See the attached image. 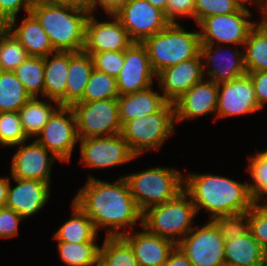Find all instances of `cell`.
<instances>
[{"instance_id": "4316f807", "label": "cell", "mask_w": 267, "mask_h": 266, "mask_svg": "<svg viewBox=\"0 0 267 266\" xmlns=\"http://www.w3.org/2000/svg\"><path fill=\"white\" fill-rule=\"evenodd\" d=\"M93 60L90 54L69 51V67L65 89V106L79 102L92 73Z\"/></svg>"}, {"instance_id": "f5cc1de1", "label": "cell", "mask_w": 267, "mask_h": 266, "mask_svg": "<svg viewBox=\"0 0 267 266\" xmlns=\"http://www.w3.org/2000/svg\"><path fill=\"white\" fill-rule=\"evenodd\" d=\"M152 6L159 8L166 15L167 0H147Z\"/></svg>"}, {"instance_id": "8d00e7d4", "label": "cell", "mask_w": 267, "mask_h": 266, "mask_svg": "<svg viewBox=\"0 0 267 266\" xmlns=\"http://www.w3.org/2000/svg\"><path fill=\"white\" fill-rule=\"evenodd\" d=\"M28 57L25 48L5 28L0 34V71L13 72Z\"/></svg>"}, {"instance_id": "44dd1931", "label": "cell", "mask_w": 267, "mask_h": 266, "mask_svg": "<svg viewBox=\"0 0 267 266\" xmlns=\"http://www.w3.org/2000/svg\"><path fill=\"white\" fill-rule=\"evenodd\" d=\"M218 104V84L203 79L174 102L175 122L180 123L202 116L215 115Z\"/></svg>"}, {"instance_id": "277c9868", "label": "cell", "mask_w": 267, "mask_h": 266, "mask_svg": "<svg viewBox=\"0 0 267 266\" xmlns=\"http://www.w3.org/2000/svg\"><path fill=\"white\" fill-rule=\"evenodd\" d=\"M142 44L156 75L167 67L196 57L201 46L199 30L187 31L181 23H170Z\"/></svg>"}, {"instance_id": "ba28073f", "label": "cell", "mask_w": 267, "mask_h": 266, "mask_svg": "<svg viewBox=\"0 0 267 266\" xmlns=\"http://www.w3.org/2000/svg\"><path fill=\"white\" fill-rule=\"evenodd\" d=\"M251 16V9L242 7L238 12L204 18L197 25L200 28V43L244 46L249 32L257 24Z\"/></svg>"}, {"instance_id": "5bb4252c", "label": "cell", "mask_w": 267, "mask_h": 266, "mask_svg": "<svg viewBox=\"0 0 267 266\" xmlns=\"http://www.w3.org/2000/svg\"><path fill=\"white\" fill-rule=\"evenodd\" d=\"M232 47L201 44L204 79L220 84L247 75L243 47Z\"/></svg>"}, {"instance_id": "d6a6232c", "label": "cell", "mask_w": 267, "mask_h": 266, "mask_svg": "<svg viewBox=\"0 0 267 266\" xmlns=\"http://www.w3.org/2000/svg\"><path fill=\"white\" fill-rule=\"evenodd\" d=\"M30 98L14 72L0 71V113L18 112Z\"/></svg>"}, {"instance_id": "484cf974", "label": "cell", "mask_w": 267, "mask_h": 266, "mask_svg": "<svg viewBox=\"0 0 267 266\" xmlns=\"http://www.w3.org/2000/svg\"><path fill=\"white\" fill-rule=\"evenodd\" d=\"M153 86L143 91L125 94L117 98L121 124L158 111L167 101Z\"/></svg>"}, {"instance_id": "d590c367", "label": "cell", "mask_w": 267, "mask_h": 266, "mask_svg": "<svg viewBox=\"0 0 267 266\" xmlns=\"http://www.w3.org/2000/svg\"><path fill=\"white\" fill-rule=\"evenodd\" d=\"M119 96L116 78L93 69L83 98L79 102L107 100Z\"/></svg>"}, {"instance_id": "30bf717a", "label": "cell", "mask_w": 267, "mask_h": 266, "mask_svg": "<svg viewBox=\"0 0 267 266\" xmlns=\"http://www.w3.org/2000/svg\"><path fill=\"white\" fill-rule=\"evenodd\" d=\"M80 164L83 167L105 169L120 167L136 161L138 157L131 151L121 134L79 139Z\"/></svg>"}, {"instance_id": "ee69618b", "label": "cell", "mask_w": 267, "mask_h": 266, "mask_svg": "<svg viewBox=\"0 0 267 266\" xmlns=\"http://www.w3.org/2000/svg\"><path fill=\"white\" fill-rule=\"evenodd\" d=\"M195 0H167L166 18L170 23H179L180 18L194 19Z\"/></svg>"}, {"instance_id": "bcb514c9", "label": "cell", "mask_w": 267, "mask_h": 266, "mask_svg": "<svg viewBox=\"0 0 267 266\" xmlns=\"http://www.w3.org/2000/svg\"><path fill=\"white\" fill-rule=\"evenodd\" d=\"M247 75L252 80L257 104L261 110H264L267 104V71L248 72Z\"/></svg>"}, {"instance_id": "83f0119b", "label": "cell", "mask_w": 267, "mask_h": 266, "mask_svg": "<svg viewBox=\"0 0 267 266\" xmlns=\"http://www.w3.org/2000/svg\"><path fill=\"white\" fill-rule=\"evenodd\" d=\"M60 106L59 102L50 99L44 98L42 101V97L30 98L18 111L23 130L27 137L29 139L36 138Z\"/></svg>"}, {"instance_id": "7bdbcfd3", "label": "cell", "mask_w": 267, "mask_h": 266, "mask_svg": "<svg viewBox=\"0 0 267 266\" xmlns=\"http://www.w3.org/2000/svg\"><path fill=\"white\" fill-rule=\"evenodd\" d=\"M23 220L14 210L6 207L0 208V239L18 237L19 225Z\"/></svg>"}, {"instance_id": "60d3db41", "label": "cell", "mask_w": 267, "mask_h": 266, "mask_svg": "<svg viewBox=\"0 0 267 266\" xmlns=\"http://www.w3.org/2000/svg\"><path fill=\"white\" fill-rule=\"evenodd\" d=\"M249 230L267 252V202H254L249 210Z\"/></svg>"}, {"instance_id": "74e56055", "label": "cell", "mask_w": 267, "mask_h": 266, "mask_svg": "<svg viewBox=\"0 0 267 266\" xmlns=\"http://www.w3.org/2000/svg\"><path fill=\"white\" fill-rule=\"evenodd\" d=\"M30 140L25 134L18 112L0 113V146L13 148Z\"/></svg>"}, {"instance_id": "ac0fdd59", "label": "cell", "mask_w": 267, "mask_h": 266, "mask_svg": "<svg viewBox=\"0 0 267 266\" xmlns=\"http://www.w3.org/2000/svg\"><path fill=\"white\" fill-rule=\"evenodd\" d=\"M254 86L248 75L218 84L216 119L259 112Z\"/></svg>"}, {"instance_id": "cb8c5ba5", "label": "cell", "mask_w": 267, "mask_h": 266, "mask_svg": "<svg viewBox=\"0 0 267 266\" xmlns=\"http://www.w3.org/2000/svg\"><path fill=\"white\" fill-rule=\"evenodd\" d=\"M225 266H266L267 252L253 237L250 230L224 243Z\"/></svg>"}, {"instance_id": "7dc6e473", "label": "cell", "mask_w": 267, "mask_h": 266, "mask_svg": "<svg viewBox=\"0 0 267 266\" xmlns=\"http://www.w3.org/2000/svg\"><path fill=\"white\" fill-rule=\"evenodd\" d=\"M127 0H87L86 8L94 14L98 8L102 9L105 15H115Z\"/></svg>"}, {"instance_id": "4fadbf2b", "label": "cell", "mask_w": 267, "mask_h": 266, "mask_svg": "<svg viewBox=\"0 0 267 266\" xmlns=\"http://www.w3.org/2000/svg\"><path fill=\"white\" fill-rule=\"evenodd\" d=\"M115 16L127 30L130 39L138 43L170 24L165 12L152 6L147 0H127Z\"/></svg>"}, {"instance_id": "2e32d148", "label": "cell", "mask_w": 267, "mask_h": 266, "mask_svg": "<svg viewBox=\"0 0 267 266\" xmlns=\"http://www.w3.org/2000/svg\"><path fill=\"white\" fill-rule=\"evenodd\" d=\"M156 81L146 47L133 42L124 50V64L116 78L119 95L132 94L150 88Z\"/></svg>"}, {"instance_id": "f35d334b", "label": "cell", "mask_w": 267, "mask_h": 266, "mask_svg": "<svg viewBox=\"0 0 267 266\" xmlns=\"http://www.w3.org/2000/svg\"><path fill=\"white\" fill-rule=\"evenodd\" d=\"M242 7L238 0H195L194 21L198 25L206 17L238 12Z\"/></svg>"}, {"instance_id": "836d02e7", "label": "cell", "mask_w": 267, "mask_h": 266, "mask_svg": "<svg viewBox=\"0 0 267 266\" xmlns=\"http://www.w3.org/2000/svg\"><path fill=\"white\" fill-rule=\"evenodd\" d=\"M32 97L44 98V58L29 56L14 71Z\"/></svg>"}, {"instance_id": "6da1fadb", "label": "cell", "mask_w": 267, "mask_h": 266, "mask_svg": "<svg viewBox=\"0 0 267 266\" xmlns=\"http://www.w3.org/2000/svg\"><path fill=\"white\" fill-rule=\"evenodd\" d=\"M87 177L72 201L92 220L97 232L104 229L105 236H123L142 226L143 213L123 175L111 183L91 174Z\"/></svg>"}, {"instance_id": "f907efd6", "label": "cell", "mask_w": 267, "mask_h": 266, "mask_svg": "<svg viewBox=\"0 0 267 266\" xmlns=\"http://www.w3.org/2000/svg\"><path fill=\"white\" fill-rule=\"evenodd\" d=\"M40 1H45L53 4L71 5L75 7H86L87 5V0H40Z\"/></svg>"}, {"instance_id": "f546056e", "label": "cell", "mask_w": 267, "mask_h": 266, "mask_svg": "<svg viewBox=\"0 0 267 266\" xmlns=\"http://www.w3.org/2000/svg\"><path fill=\"white\" fill-rule=\"evenodd\" d=\"M243 52L247 73L267 71V32L258 23L249 32Z\"/></svg>"}, {"instance_id": "e575fe53", "label": "cell", "mask_w": 267, "mask_h": 266, "mask_svg": "<svg viewBox=\"0 0 267 266\" xmlns=\"http://www.w3.org/2000/svg\"><path fill=\"white\" fill-rule=\"evenodd\" d=\"M249 156L246 171L252 181L248 182L250 194L255 202H267V149Z\"/></svg>"}, {"instance_id": "9a60e30c", "label": "cell", "mask_w": 267, "mask_h": 266, "mask_svg": "<svg viewBox=\"0 0 267 266\" xmlns=\"http://www.w3.org/2000/svg\"><path fill=\"white\" fill-rule=\"evenodd\" d=\"M13 146L18 148L11 158L10 176L15 179H31L51 184V169L56 158L35 139L26 144Z\"/></svg>"}, {"instance_id": "9c48e42d", "label": "cell", "mask_w": 267, "mask_h": 266, "mask_svg": "<svg viewBox=\"0 0 267 266\" xmlns=\"http://www.w3.org/2000/svg\"><path fill=\"white\" fill-rule=\"evenodd\" d=\"M78 138L111 136L121 132L117 98L74 103Z\"/></svg>"}, {"instance_id": "f1b7e54d", "label": "cell", "mask_w": 267, "mask_h": 266, "mask_svg": "<svg viewBox=\"0 0 267 266\" xmlns=\"http://www.w3.org/2000/svg\"><path fill=\"white\" fill-rule=\"evenodd\" d=\"M71 217L66 220L53 234L56 242L84 243L96 241L98 232L92 220L71 201Z\"/></svg>"}, {"instance_id": "8992f818", "label": "cell", "mask_w": 267, "mask_h": 266, "mask_svg": "<svg viewBox=\"0 0 267 266\" xmlns=\"http://www.w3.org/2000/svg\"><path fill=\"white\" fill-rule=\"evenodd\" d=\"M175 125L174 103L166 102L154 113L123 123L120 134L140 158L145 152L160 150L176 133Z\"/></svg>"}, {"instance_id": "7c38bea8", "label": "cell", "mask_w": 267, "mask_h": 266, "mask_svg": "<svg viewBox=\"0 0 267 266\" xmlns=\"http://www.w3.org/2000/svg\"><path fill=\"white\" fill-rule=\"evenodd\" d=\"M224 239L214 223L195 227L176 246L188 257L193 266H225Z\"/></svg>"}, {"instance_id": "11a10c76", "label": "cell", "mask_w": 267, "mask_h": 266, "mask_svg": "<svg viewBox=\"0 0 267 266\" xmlns=\"http://www.w3.org/2000/svg\"><path fill=\"white\" fill-rule=\"evenodd\" d=\"M4 29H5V23L0 20V34L3 32Z\"/></svg>"}, {"instance_id": "db71d44e", "label": "cell", "mask_w": 267, "mask_h": 266, "mask_svg": "<svg viewBox=\"0 0 267 266\" xmlns=\"http://www.w3.org/2000/svg\"><path fill=\"white\" fill-rule=\"evenodd\" d=\"M261 18L257 20V23L267 32V4L260 13Z\"/></svg>"}, {"instance_id": "7402d4cb", "label": "cell", "mask_w": 267, "mask_h": 266, "mask_svg": "<svg viewBox=\"0 0 267 266\" xmlns=\"http://www.w3.org/2000/svg\"><path fill=\"white\" fill-rule=\"evenodd\" d=\"M142 231L128 232L122 237L131 246L140 266H163L176 244L164 237L148 232L143 226Z\"/></svg>"}, {"instance_id": "ab89813d", "label": "cell", "mask_w": 267, "mask_h": 266, "mask_svg": "<svg viewBox=\"0 0 267 266\" xmlns=\"http://www.w3.org/2000/svg\"><path fill=\"white\" fill-rule=\"evenodd\" d=\"M225 240L249 231V211L241 214L217 216L211 219Z\"/></svg>"}, {"instance_id": "d4e9b609", "label": "cell", "mask_w": 267, "mask_h": 266, "mask_svg": "<svg viewBox=\"0 0 267 266\" xmlns=\"http://www.w3.org/2000/svg\"><path fill=\"white\" fill-rule=\"evenodd\" d=\"M69 67V51H56L44 57V98L65 106V89Z\"/></svg>"}, {"instance_id": "1f68e13d", "label": "cell", "mask_w": 267, "mask_h": 266, "mask_svg": "<svg viewBox=\"0 0 267 266\" xmlns=\"http://www.w3.org/2000/svg\"><path fill=\"white\" fill-rule=\"evenodd\" d=\"M96 243L57 242L60 260L67 266H99L101 246Z\"/></svg>"}, {"instance_id": "ffe728a7", "label": "cell", "mask_w": 267, "mask_h": 266, "mask_svg": "<svg viewBox=\"0 0 267 266\" xmlns=\"http://www.w3.org/2000/svg\"><path fill=\"white\" fill-rule=\"evenodd\" d=\"M11 179L15 186H12ZM49 183L31 179H15L9 176L6 208L14 210L24 220L41 211L49 201Z\"/></svg>"}, {"instance_id": "816d5d0a", "label": "cell", "mask_w": 267, "mask_h": 266, "mask_svg": "<svg viewBox=\"0 0 267 266\" xmlns=\"http://www.w3.org/2000/svg\"><path fill=\"white\" fill-rule=\"evenodd\" d=\"M238 2L243 6V7H248L247 5L251 4V7H256L257 9H259L258 11H262L266 4H267V0H238ZM248 3V4H247Z\"/></svg>"}, {"instance_id": "5b68a950", "label": "cell", "mask_w": 267, "mask_h": 266, "mask_svg": "<svg viewBox=\"0 0 267 266\" xmlns=\"http://www.w3.org/2000/svg\"><path fill=\"white\" fill-rule=\"evenodd\" d=\"M138 208H148L174 199L184 187L183 173L173 167H151L123 175Z\"/></svg>"}, {"instance_id": "681fc988", "label": "cell", "mask_w": 267, "mask_h": 266, "mask_svg": "<svg viewBox=\"0 0 267 266\" xmlns=\"http://www.w3.org/2000/svg\"><path fill=\"white\" fill-rule=\"evenodd\" d=\"M9 187V176H0V208L5 207L7 203Z\"/></svg>"}, {"instance_id": "b9f144b4", "label": "cell", "mask_w": 267, "mask_h": 266, "mask_svg": "<svg viewBox=\"0 0 267 266\" xmlns=\"http://www.w3.org/2000/svg\"><path fill=\"white\" fill-rule=\"evenodd\" d=\"M87 54L92 57L94 69L114 78L119 76L124 64V51H104Z\"/></svg>"}, {"instance_id": "c3c4849f", "label": "cell", "mask_w": 267, "mask_h": 266, "mask_svg": "<svg viewBox=\"0 0 267 266\" xmlns=\"http://www.w3.org/2000/svg\"><path fill=\"white\" fill-rule=\"evenodd\" d=\"M163 266H193L188 257L176 246Z\"/></svg>"}, {"instance_id": "52a82bcc", "label": "cell", "mask_w": 267, "mask_h": 266, "mask_svg": "<svg viewBox=\"0 0 267 266\" xmlns=\"http://www.w3.org/2000/svg\"><path fill=\"white\" fill-rule=\"evenodd\" d=\"M198 216L191 197L183 190L174 199L148 208L142 226L150 233L173 241L176 245L195 227Z\"/></svg>"}, {"instance_id": "8fae6325", "label": "cell", "mask_w": 267, "mask_h": 266, "mask_svg": "<svg viewBox=\"0 0 267 266\" xmlns=\"http://www.w3.org/2000/svg\"><path fill=\"white\" fill-rule=\"evenodd\" d=\"M35 140L60 162L69 163L78 146L76 118L71 106H60L50 117Z\"/></svg>"}, {"instance_id": "f6af8a7d", "label": "cell", "mask_w": 267, "mask_h": 266, "mask_svg": "<svg viewBox=\"0 0 267 266\" xmlns=\"http://www.w3.org/2000/svg\"><path fill=\"white\" fill-rule=\"evenodd\" d=\"M34 0H0V20L5 24L19 16L20 11L30 13Z\"/></svg>"}, {"instance_id": "603a6c76", "label": "cell", "mask_w": 267, "mask_h": 266, "mask_svg": "<svg viewBox=\"0 0 267 266\" xmlns=\"http://www.w3.org/2000/svg\"><path fill=\"white\" fill-rule=\"evenodd\" d=\"M17 22L18 17H15L5 24V28L21 43L29 56L44 58L56 52L49 36L31 13L26 14L18 25Z\"/></svg>"}, {"instance_id": "3957f363", "label": "cell", "mask_w": 267, "mask_h": 266, "mask_svg": "<svg viewBox=\"0 0 267 266\" xmlns=\"http://www.w3.org/2000/svg\"><path fill=\"white\" fill-rule=\"evenodd\" d=\"M30 13L49 36L56 51L82 52L85 46L86 7L34 0Z\"/></svg>"}, {"instance_id": "e0dca14e", "label": "cell", "mask_w": 267, "mask_h": 266, "mask_svg": "<svg viewBox=\"0 0 267 266\" xmlns=\"http://www.w3.org/2000/svg\"><path fill=\"white\" fill-rule=\"evenodd\" d=\"M107 18L110 20L100 21L95 14L90 13L88 16L83 50L85 53L124 51L133 43L115 15H108Z\"/></svg>"}, {"instance_id": "4dcf8cb0", "label": "cell", "mask_w": 267, "mask_h": 266, "mask_svg": "<svg viewBox=\"0 0 267 266\" xmlns=\"http://www.w3.org/2000/svg\"><path fill=\"white\" fill-rule=\"evenodd\" d=\"M99 250V266H140L122 236H105Z\"/></svg>"}, {"instance_id": "7a4b0ae2", "label": "cell", "mask_w": 267, "mask_h": 266, "mask_svg": "<svg viewBox=\"0 0 267 266\" xmlns=\"http://www.w3.org/2000/svg\"><path fill=\"white\" fill-rule=\"evenodd\" d=\"M183 190L191 197L197 213L201 209L207 211L209 220L248 212L255 202L247 181L239 182L224 175L188 173L184 176Z\"/></svg>"}, {"instance_id": "d6986e66", "label": "cell", "mask_w": 267, "mask_h": 266, "mask_svg": "<svg viewBox=\"0 0 267 266\" xmlns=\"http://www.w3.org/2000/svg\"><path fill=\"white\" fill-rule=\"evenodd\" d=\"M203 59L201 53L196 57L167 67L156 75L158 87L167 102L174 103L193 85L201 82Z\"/></svg>"}]
</instances>
